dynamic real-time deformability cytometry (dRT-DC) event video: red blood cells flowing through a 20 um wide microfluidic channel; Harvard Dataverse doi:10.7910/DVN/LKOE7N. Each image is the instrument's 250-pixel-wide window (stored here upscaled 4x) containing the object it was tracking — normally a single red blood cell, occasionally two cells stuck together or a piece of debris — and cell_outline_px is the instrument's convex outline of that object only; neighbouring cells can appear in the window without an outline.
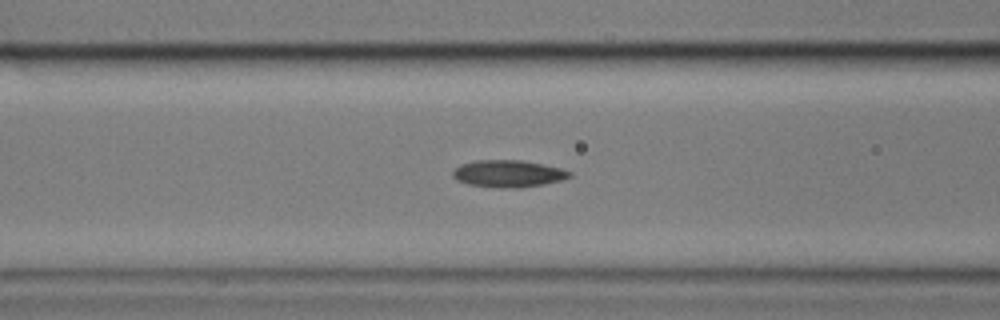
{"species": "common noctule bat (a hibernating species)", "species_latin": "Nyctalus noctula", "temperature_condition": "cold", "stored_images_in_passage": 52, "camera_frame_rate_fps": 3000, "um_per_image_px": 0.085, "animal": {"sex": "male", "body_mass_g": 17.9}, "frame": {"image": 1, "passage_image": 16, "time_ms": 5.0, "image_size_px": [1000, 320], "cell_outline_px": [[572, 176], [560, 180], [544, 184], [520, 188], [500, 188], [468, 184], [456, 180], [452, 176], [452, 172], [460, 164], [476, 160], [520, 160], [544, 164], [560, 168], [572, 172]], "centroid_in_image_um": [43.19, 14.76], "position_along_channel_um": 123.4, "area_um2": 18.5}}
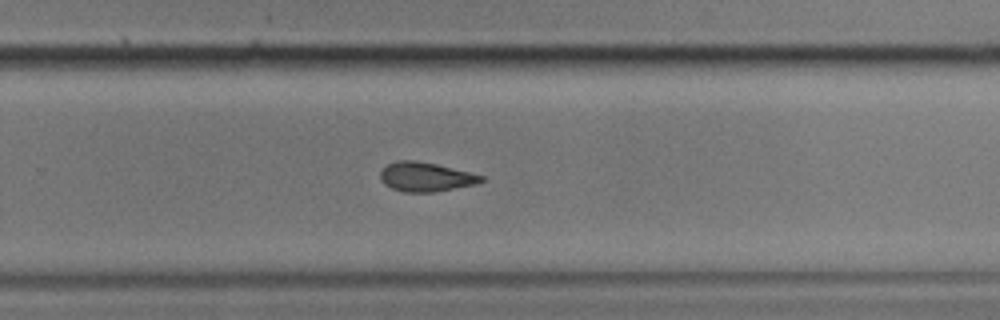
{"frame": {"image": 2, "passage_image": 31, "time_ms": 10.0, "image_size_px": [1000, 320], "cell_outline_px": [[484, 180], [476, 184], [436, 192], [404, 192], [392, 188], [384, 184], [380, 180], [380, 172], [388, 164], [396, 160], [412, 160], [436, 164], [484, 176]], "centroid_in_image_um": [36.16, 15.04], "position_along_channel_um": 293.6, "area_um2": 17.11}}
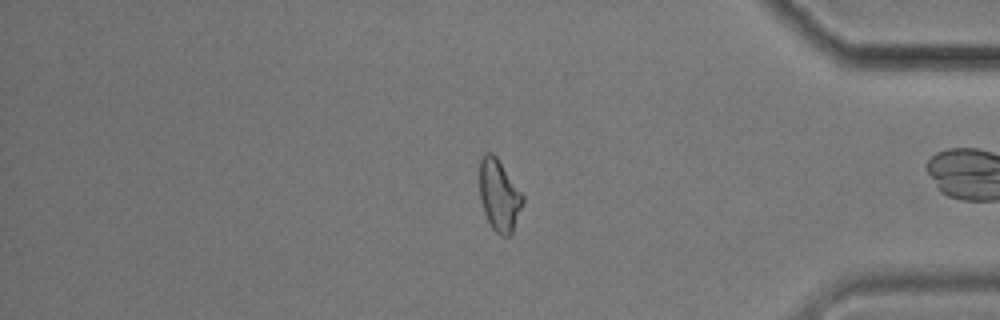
{"frame": {"image": 3, "passage_image": 42, "time_ms": 13.667, "image_size_px": [1000, 320], "cell_outline_px": [[524, 200], [512, 232], [508, 236], [500, 236], [492, 228], [484, 212], [480, 200], [480, 160], [484, 152], [492, 152], [496, 156], [524, 196]], "centroid_in_image_um": [42.42, 16.59], "position_along_channel_um": 392.8, "area_um2": 17.86}, "authors_computed_cell_mechanics": {"area_um2": 17.629, "velocity_mm_per_s": 3.4109, "shape_relaxation_time_tau1_ms": 4.1856, "shape_relaxation_time_tau2_ms": 8.3702, "deformation_change_tau1": 0.1262, "deformation_change_tau2": 0.1277}}